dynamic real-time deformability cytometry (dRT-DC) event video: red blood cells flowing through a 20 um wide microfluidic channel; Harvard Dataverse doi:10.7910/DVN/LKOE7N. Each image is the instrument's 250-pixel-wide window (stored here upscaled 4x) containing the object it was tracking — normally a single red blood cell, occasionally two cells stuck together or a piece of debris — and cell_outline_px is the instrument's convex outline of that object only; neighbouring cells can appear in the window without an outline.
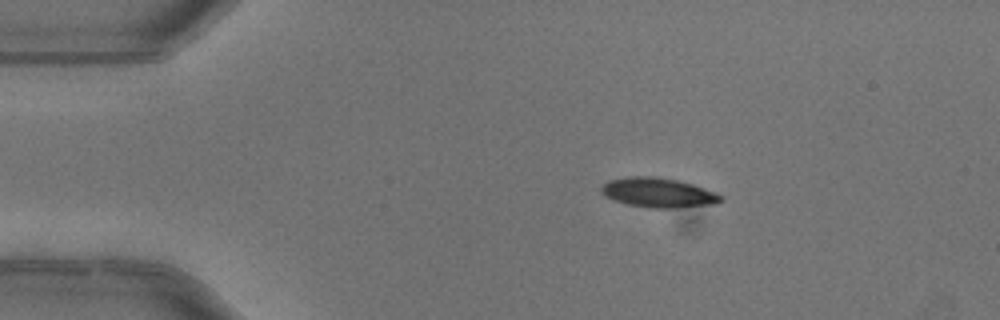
{"species": "common noctule bat (a hibernating species)", "species_latin": "Nyctalus noctula", "temperature_condition": "warm", "stored_images_in_passage": 5, "camera_frame_rate_fps": 3000, "um_per_image_px": 0.085, "animal": {"sex": "female"}, "frame": {"image": 1, "passage_image": 1, "time_ms": 0.0, "image_size_px": [1000, 320], "cell_outline_px": [[724, 200], [716, 204], [676, 208], [652, 208], [628, 204], [612, 200], [604, 196], [600, 192], [600, 188], [608, 180], [632, 176], [656, 176], [680, 180], [716, 192], [724, 196]], "centroid_in_image_um": [55.97, 16.37], "position_along_channel_um": 29.0, "area_um2": 20.92}}
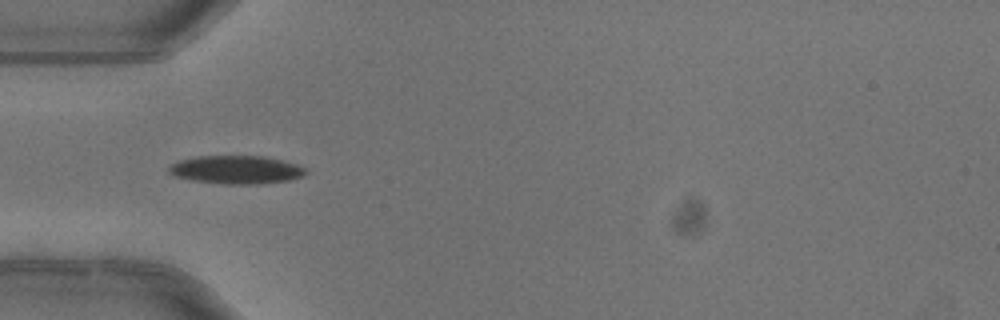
{"frame": {"image": 2, "passage_image": 3, "time_ms": 0.667, "image_size_px": [1000, 320], "cell_outline_px": [[308, 172], [304, 176], [288, 180], [260, 184], [224, 184], [192, 180], [172, 176], [168, 172], [168, 168], [172, 164], [180, 160], [196, 156], [264, 156], [296, 164], [304, 168]], "centroid_in_image_um": [20.06, 14.43], "position_along_channel_um": 64.9, "area_um2": 22.54}}